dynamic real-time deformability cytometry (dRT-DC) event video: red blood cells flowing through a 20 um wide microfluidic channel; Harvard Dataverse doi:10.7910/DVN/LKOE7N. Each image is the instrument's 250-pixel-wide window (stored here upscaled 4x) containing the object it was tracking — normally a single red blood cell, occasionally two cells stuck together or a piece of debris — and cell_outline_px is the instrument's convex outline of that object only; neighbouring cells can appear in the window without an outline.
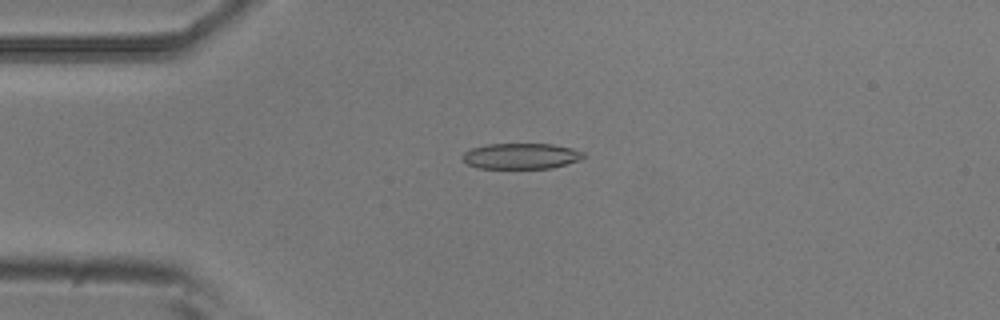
{"species": "common noctule bat (a hibernating species)", "species_latin": "Nyctalus noctula", "temperature_condition": "room temperature", "stored_images_in_passage": 49, "camera_frame_rate_fps": 3000, "um_per_image_px": 0.085, "animal": {"sex": "male", "body_mass_g": 20.5, "forearm_length_mm": 52.5}, "frame": {"image": 1, "passage_image": 8, "time_ms": 2.333, "image_size_px": [1000, 320], "cell_outline_px": [[588, 156], [580, 160], [552, 168], [476, 168], [468, 164], [460, 156], [464, 152], [472, 148], [488, 144], [552, 144], [572, 148], [584, 152]], "centroid_in_image_um": [44.31, 13.26], "position_along_channel_um": 40.7, "area_um2": 18.26}}
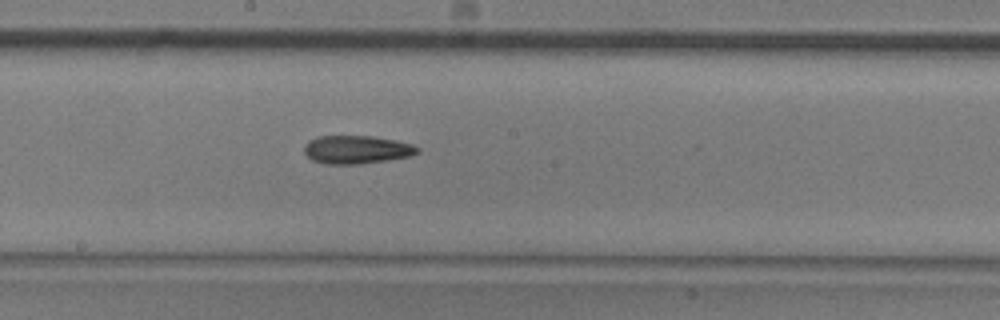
{"frame": {"image": 2, "passage_image": 24, "time_ms": 7.667, "image_size_px": [1000, 320], "cell_outline_px": [[420, 148], [416, 152], [408, 156], [384, 160], [356, 164], [328, 164], [312, 160], [304, 152], [304, 144], [308, 140], [320, 136], [372, 136], [396, 140], [412, 144]], "centroid_in_image_um": [30.26, 12.7], "position_along_channel_um": 217.9, "area_um2": 18.38}}
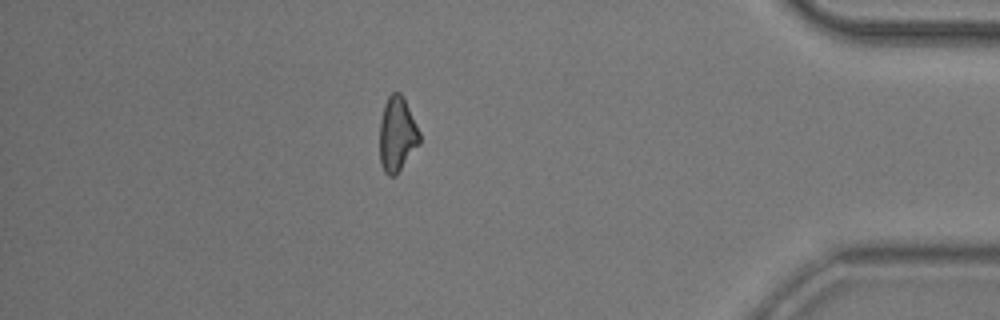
{"frame": {"image": 3, "passage_image": 42, "time_ms": 13.667, "image_size_px": [1000, 320], "cell_outline_px": [[420, 144], [396, 176], [388, 176], [384, 172], [380, 164], [380, 120], [384, 104], [388, 96], [392, 92], [400, 92], [404, 96], [420, 132]], "centroid_in_image_um": [33.76, 11.42], "position_along_channel_um": 401.4, "area_um2": 17.74}, "authors_computed_cell_mechanics": {"area_um2": 18.0914, "velocity_mm_per_s": 3.7521, "shape_relaxation_time_tau1_ms": 6.1214, "shape_relaxation_time_tau2_ms": null, "deformation_change_tau1": 0.1462, "deformation_change_tau2": null}}